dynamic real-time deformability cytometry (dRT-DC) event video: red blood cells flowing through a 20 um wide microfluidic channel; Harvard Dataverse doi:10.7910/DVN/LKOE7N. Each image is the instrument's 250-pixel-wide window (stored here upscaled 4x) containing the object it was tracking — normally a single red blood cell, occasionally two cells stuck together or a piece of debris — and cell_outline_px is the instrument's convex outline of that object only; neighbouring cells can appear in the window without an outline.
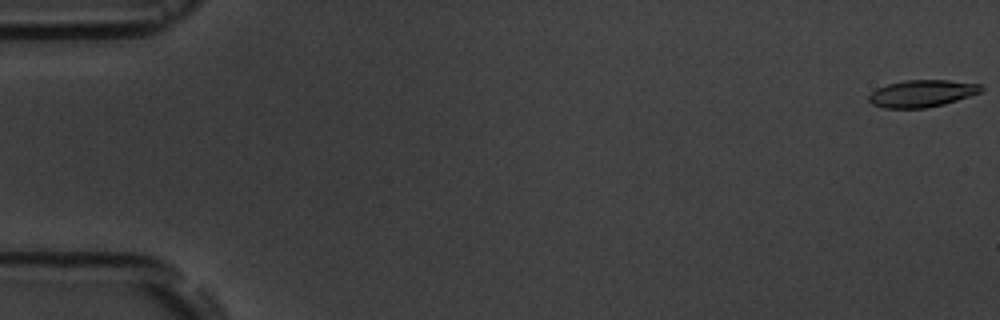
{"species": "common noctule bat (a hibernating species)", "species_latin": "Nyctalus noctula", "temperature_condition": "room temperature", "stored_images_in_passage": 5, "camera_frame_rate_fps": 3000, "um_per_image_px": 0.085, "animal": {"sex": "male", "body_mass_g": 19.5, "forearm_length_mm": 54.6}, "frame": {"image": 1, "passage_image": 1, "time_ms": 0.0, "image_size_px": [1000, 320], "cell_outline_px": [[984, 88], [980, 92], [944, 104], [924, 108], [884, 108], [872, 104], [868, 100], [868, 96], [876, 88], [888, 84], [904, 80], [948, 80], [980, 84]], "centroid_in_image_um": [78.33, 7.94], "position_along_channel_um": 6.7, "area_um2": 17.63}}